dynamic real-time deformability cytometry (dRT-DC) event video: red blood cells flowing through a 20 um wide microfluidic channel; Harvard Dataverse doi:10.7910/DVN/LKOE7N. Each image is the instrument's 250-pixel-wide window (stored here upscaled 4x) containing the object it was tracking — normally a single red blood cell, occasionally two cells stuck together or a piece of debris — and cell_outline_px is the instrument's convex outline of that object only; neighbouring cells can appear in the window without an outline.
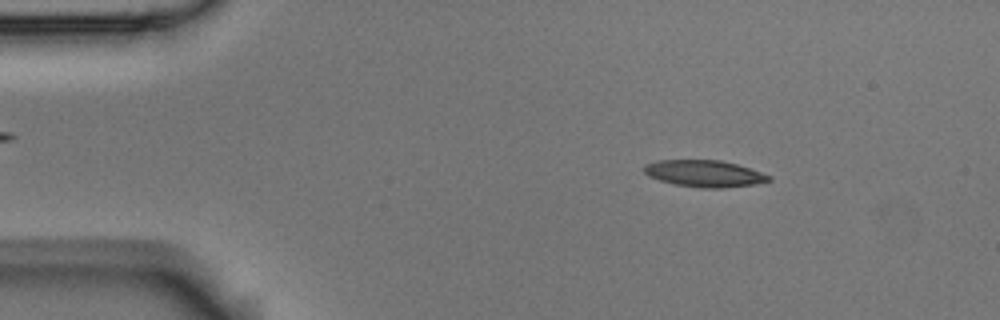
{"species": "Egyptian fruit bat (a non-hibernating species)", "species_latin": "Rousettus aegyptiacus", "temperature_condition": "room temperature", "stored_images_in_passage": 53, "camera_frame_rate_fps": 3000, "um_per_image_px": 0.085, "animal": {"sex": "male"}, "frame": {"image": 1, "passage_image": 6, "time_ms": 1.667, "image_size_px": [1000, 320], "cell_outline_px": [[772, 180], [756, 184], [724, 188], [700, 188], [676, 184], [660, 180], [648, 176], [644, 172], [644, 164], [656, 160], [720, 160], [736, 164], [772, 176]], "centroid_in_image_um": [59.87, 14.75], "position_along_channel_um": 25.1, "area_um2": 19.42}}
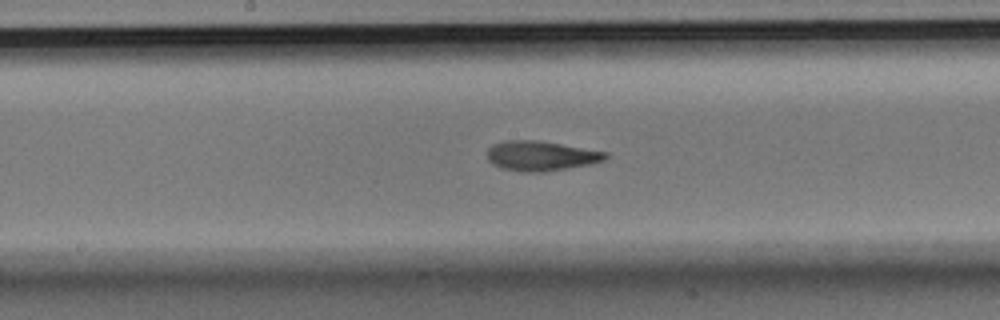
{"frame": {"image": 2, "passage_image": 26, "time_ms": 8.333, "image_size_px": [1000, 320], "cell_outline_px": [[608, 156], [604, 160], [592, 164], [544, 172], [524, 172], [500, 168], [492, 164], [488, 160], [488, 148], [492, 144], [504, 140], [540, 140], [608, 152]], "centroid_in_image_um": [45.97, 13.24], "position_along_channel_um": 202.2, "area_um2": 20.81}}
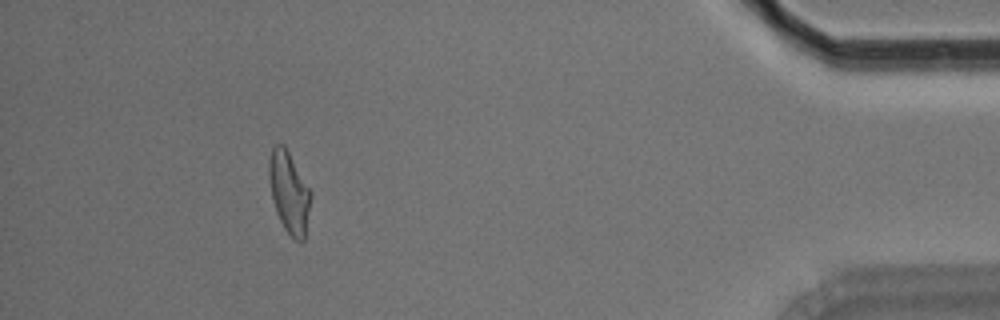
{"frame": {"image": 3, "passage_image": 48, "time_ms": 15.667, "image_size_px": [1000, 320], "cell_outline_px": [[312, 196], [304, 240], [300, 244], [292, 240], [284, 228], [276, 212], [272, 196], [268, 176], [268, 164], [272, 148], [276, 144], [284, 144], [312, 192]], "centroid_in_image_um": [24.59, 16.39], "position_along_channel_um": 410.6, "area_um2": 20.06}, "authors_computed_cell_mechanics": {"area_um2": 20.0566, "velocity_mm_per_s": 3.6275, "shape_relaxation_time_tau1_ms": 6.344, "shape_relaxation_time_tau2_ms": 2.517, "deformation_change_tau1": 0.2031, "deformation_change_tau2": 0.1093}}